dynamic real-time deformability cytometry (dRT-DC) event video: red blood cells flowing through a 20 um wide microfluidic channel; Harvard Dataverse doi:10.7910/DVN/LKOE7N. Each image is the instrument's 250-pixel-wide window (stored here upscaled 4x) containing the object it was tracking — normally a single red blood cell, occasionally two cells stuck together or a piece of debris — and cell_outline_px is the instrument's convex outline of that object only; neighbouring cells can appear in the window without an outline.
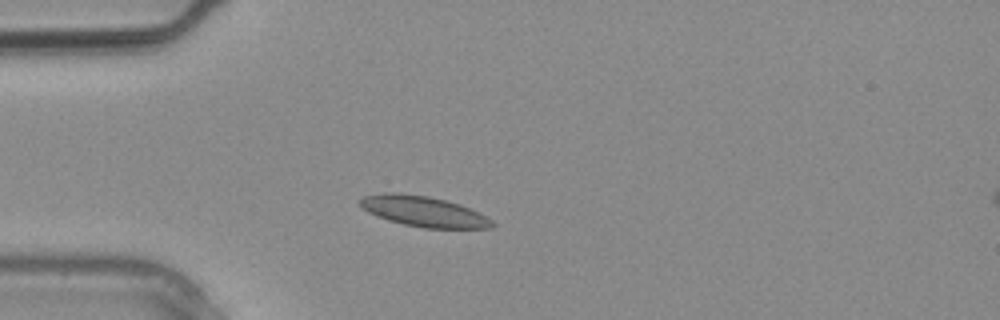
{"species": "common noctule bat (a hibernating species)", "species_latin": "Nyctalus noctula", "temperature_condition": "warm", "stored_images_in_passage": 2, "camera_frame_rate_fps": 3000, "um_per_image_px": 0.085, "animal": {"sex": "male", "body_mass_g": 20.4}, "frame": {"image": 1, "passage_image": 1, "time_ms": 0.0, "image_size_px": [1000, 320], "cell_outline_px": [[496, 224], [492, 228], [424, 228], [404, 224], [388, 220], [376, 216], [368, 212], [360, 204], [360, 200], [364, 196], [384, 192], [396, 192], [428, 196], [460, 204], [492, 220]], "centroid_in_image_um": [35.99, 17.97], "position_along_channel_um": 49.0, "area_um2": 23.24}}